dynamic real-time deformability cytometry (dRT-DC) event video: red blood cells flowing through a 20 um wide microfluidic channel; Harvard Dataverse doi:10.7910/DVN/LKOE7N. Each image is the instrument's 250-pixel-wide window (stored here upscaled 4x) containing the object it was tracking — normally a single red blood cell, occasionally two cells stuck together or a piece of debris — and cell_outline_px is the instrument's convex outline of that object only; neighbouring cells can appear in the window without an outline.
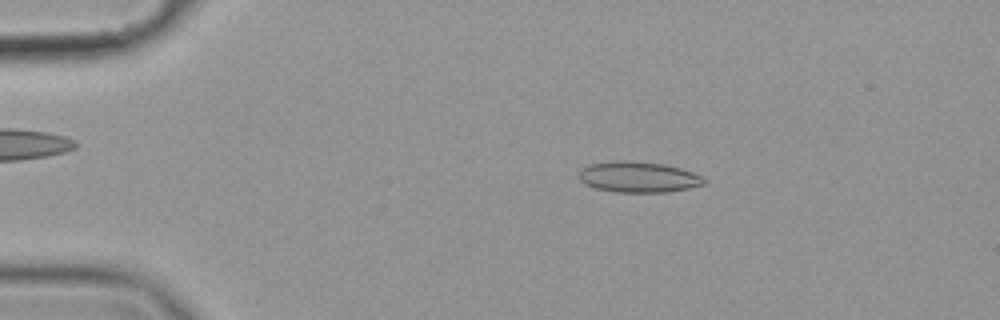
{"species": "common noctule bat (a hibernating species)", "species_latin": "Nyctalus noctula", "temperature_condition": "cold", "stored_images_in_passage": 53, "camera_frame_rate_fps": 3000, "um_per_image_px": 0.085, "animal": {"sex": "female", "body_mass_g": 19.9}, "frame": {"image": 1, "passage_image": 7, "time_ms": 2.0, "image_size_px": [1000, 320], "cell_outline_px": [[708, 180], [704, 184], [688, 188], [664, 192], [616, 192], [596, 188], [584, 184], [576, 176], [588, 164], [612, 160], [628, 160], [664, 164], [680, 168], [704, 176]], "centroid_in_image_um": [54.25, 15.03], "position_along_channel_um": 30.8, "area_um2": 22.66}}
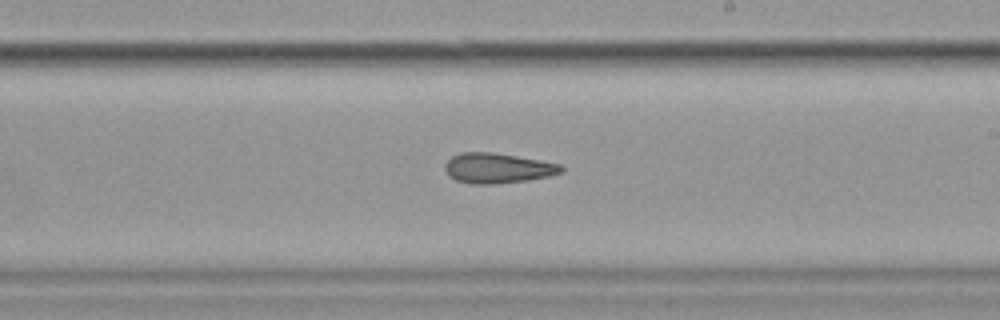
{"frame": {"image": 2, "passage_image": 30, "time_ms": 9.667, "image_size_px": [1000, 320], "cell_outline_px": [[564, 172], [548, 176], [528, 180], [492, 184], [468, 184], [456, 180], [448, 176], [444, 168], [444, 164], [452, 156], [460, 152], [492, 152], [540, 160], [560, 164], [564, 168]], "centroid_in_image_um": [42.27, 14.29], "position_along_channel_um": 246.7, "area_um2": 20.52}}
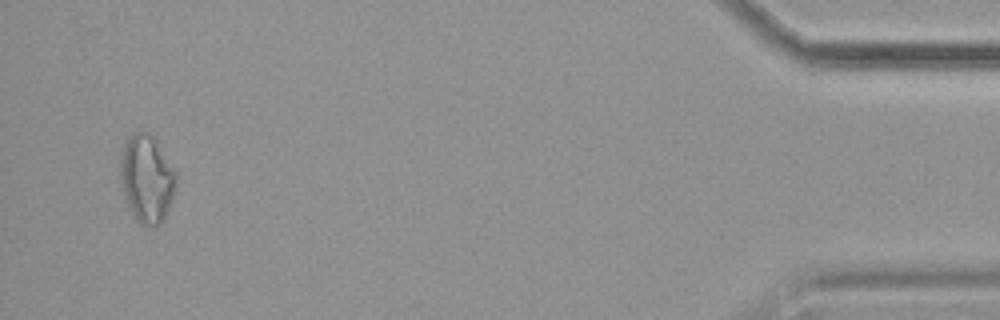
{"frame": {"image": 3, "passage_image": 51, "time_ms": 16.667, "image_size_px": [1000, 320], "cell_outline_px": [[176, 188], [172, 200], [160, 224], [140, 224], [136, 220], [124, 200], [120, 176], [120, 164], [124, 144], [136, 132], [144, 128], [156, 140], [176, 172]], "centroid_in_image_um": [12.47, 15.17], "position_along_channel_um": 422.7, "area_um2": 28.32}, "authors_computed_cell_mechanics": {"area_um2": 21.5016, "velocity_mm_per_s": 3.5644, "shape_relaxation_time_tau1_ms": null, "shape_relaxation_time_tau2_ms": 8.6179, "deformation_change_tau1": null, "deformation_change_tau2": 0.191}}